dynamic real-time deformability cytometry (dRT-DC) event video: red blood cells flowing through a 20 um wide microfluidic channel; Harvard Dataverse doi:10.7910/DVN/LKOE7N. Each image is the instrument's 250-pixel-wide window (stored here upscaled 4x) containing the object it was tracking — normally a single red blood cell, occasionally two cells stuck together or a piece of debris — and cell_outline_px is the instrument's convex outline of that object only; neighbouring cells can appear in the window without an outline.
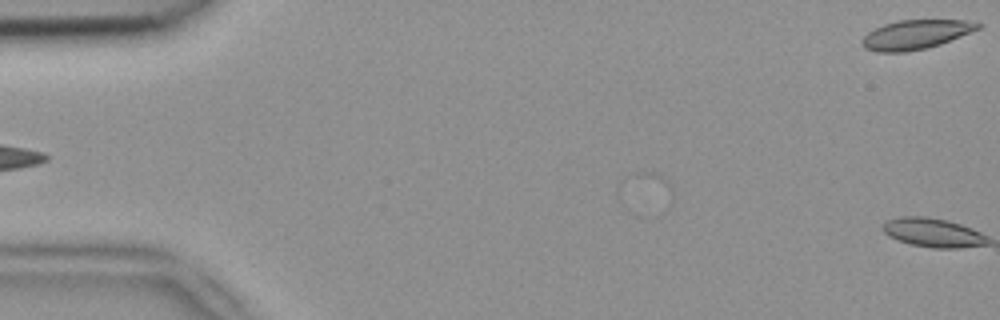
{"species": "common noctule bat (a hibernating species)", "species_latin": "Nyctalus noctula", "temperature_condition": "room temperature", "stored_images_in_passage": 3, "camera_frame_rate_fps": 3000, "um_per_image_px": 0.085, "animal": {"sex": "female", "body_mass_g": 18.4}, "frame": {"image": 1, "passage_image": 3, "time_ms": 0.667, "image_size_px": [1000, 320], "cell_outline_px": [[984, 24], [980, 28], [940, 44], [928, 48], [904, 52], [876, 52], [864, 48], [860, 40], [868, 32], [884, 24], [900, 20], [964, 20]], "centroid_in_image_um": [77.81, 2.94], "position_along_channel_um": 7.2, "area_um2": 19.65}}